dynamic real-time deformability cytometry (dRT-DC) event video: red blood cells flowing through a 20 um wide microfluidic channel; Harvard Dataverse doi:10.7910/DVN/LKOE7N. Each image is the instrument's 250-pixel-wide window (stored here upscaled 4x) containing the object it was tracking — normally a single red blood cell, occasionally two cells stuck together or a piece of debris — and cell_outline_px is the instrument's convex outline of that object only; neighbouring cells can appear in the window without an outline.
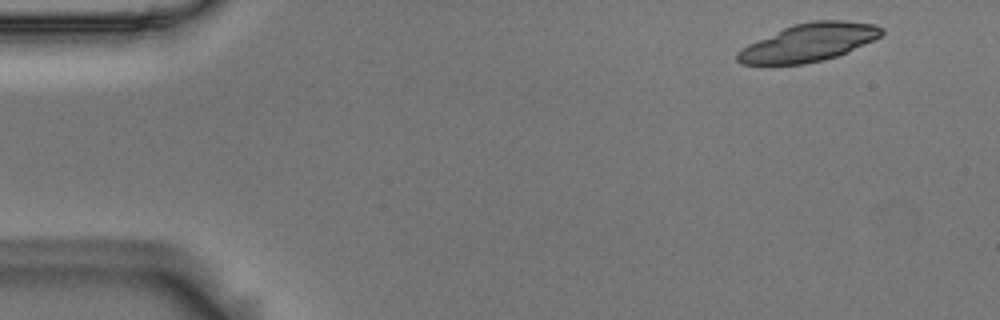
{"species": "Egyptian fruit bat (a non-hibernating species)", "species_latin": "Rousettus aegyptiacus", "temperature_condition": "room temperature", "stored_images_in_passage": 3, "camera_frame_rate_fps": 3000, "um_per_image_px": 0.085, "animal": {"sex": "male"}, "frame": {"image": 1, "passage_image": 1, "time_ms": 0.0, "image_size_px": [1000, 320], "cell_outline_px": [[884, 32], [880, 36], [848, 52], [836, 56], [804, 64], [740, 64], [736, 60], [736, 52], [740, 48], [748, 44], [792, 24], [812, 20], [844, 20], [876, 24], [884, 28]], "centroid_in_image_um": [68.73, 3.6], "position_along_channel_um": 16.3, "area_um2": 31.79}}